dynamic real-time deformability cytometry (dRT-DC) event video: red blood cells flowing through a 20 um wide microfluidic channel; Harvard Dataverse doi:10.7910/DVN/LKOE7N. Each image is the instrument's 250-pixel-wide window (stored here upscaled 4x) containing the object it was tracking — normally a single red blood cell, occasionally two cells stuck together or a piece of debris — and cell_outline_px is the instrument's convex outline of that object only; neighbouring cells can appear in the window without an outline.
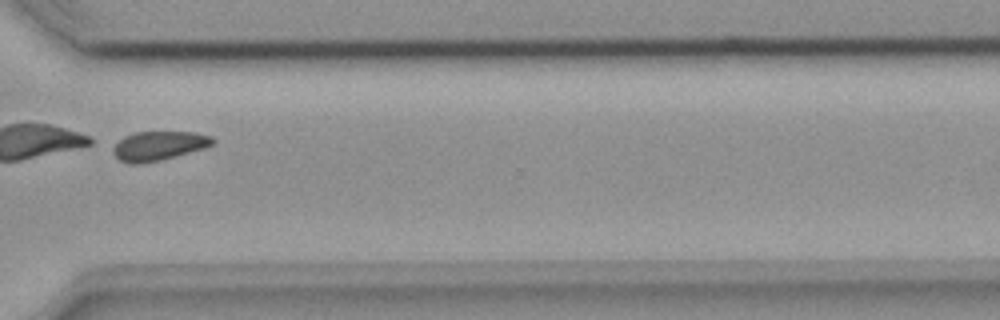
{"species": "common noctule bat (a hibernating species)", "species_latin": "Nyctalus noctula", "temperature_condition": "room temperature", "stored_images_in_passage": 36, "camera_frame_rate_fps": 3000, "um_per_image_px": 0.085, "animal": {"sex": "female", "body_mass_g": 18.4}, "frame": {"image": 1, "passage_image": 26, "time_ms": 8.333, "image_size_px": [1000, 320], "cell_outline_px": [[216, 140], [212, 144], [204, 148], [160, 160], [140, 164], [128, 164], [120, 160], [112, 152], [112, 148], [124, 136], [136, 132], [196, 132], [212, 136]], "centroid_in_image_um": [13.49, 12.39], "position_along_channel_um": 357.1, "area_um2": 16.88}}